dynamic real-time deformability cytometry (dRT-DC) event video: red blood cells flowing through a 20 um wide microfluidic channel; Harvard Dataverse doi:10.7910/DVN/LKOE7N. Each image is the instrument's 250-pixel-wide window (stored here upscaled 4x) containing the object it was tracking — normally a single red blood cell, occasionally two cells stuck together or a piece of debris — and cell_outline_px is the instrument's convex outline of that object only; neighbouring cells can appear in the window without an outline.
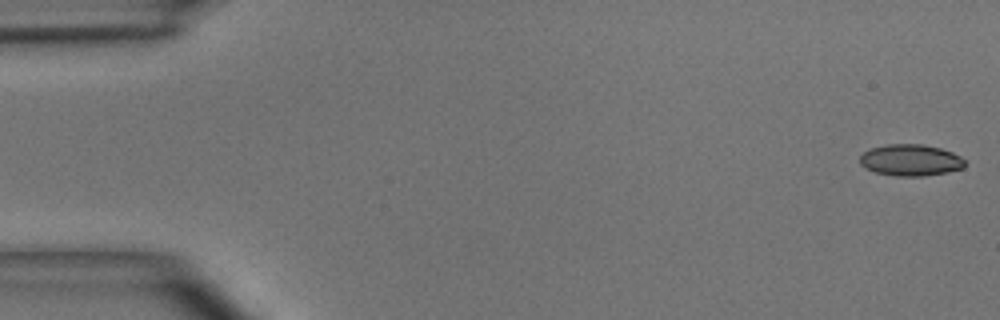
{"species": "common noctule bat (a hibernating species)", "species_latin": "Nyctalus noctula", "temperature_condition": "room temperature", "stored_images_in_passage": 49, "camera_frame_rate_fps": 3000, "um_per_image_px": 0.085, "animal": {"sex": "male", "body_mass_g": 15.6}, "frame": {"image": 1, "passage_image": 1, "time_ms": 0.0, "image_size_px": [1000, 320], "cell_outline_px": [[964, 168], [948, 172], [924, 176], [896, 176], [876, 172], [860, 164], [860, 156], [864, 152], [872, 148], [888, 144], [920, 144], [940, 148], [952, 152], [960, 156], [964, 160]], "centroid_in_image_um": [77.42, 13.61], "position_along_channel_um": 7.6, "area_um2": 19.13}}
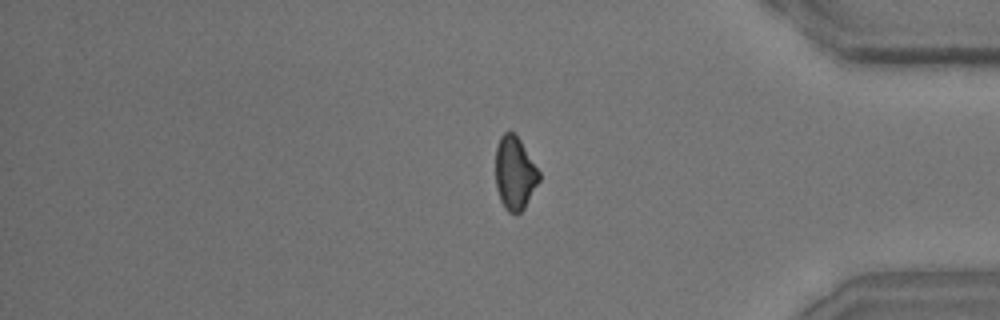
{"frame": {"image": 2, "passage_image": 41, "time_ms": 13.333, "image_size_px": [1000, 320], "cell_outline_px": [[540, 180], [524, 208], [516, 216], [508, 212], [504, 208], [500, 200], [496, 188], [496, 148], [500, 136], [504, 132], [512, 132], [520, 140], [540, 172]], "centroid_in_image_um": [43.75, 14.75], "position_along_channel_um": 391.5, "area_um2": 18.61}}
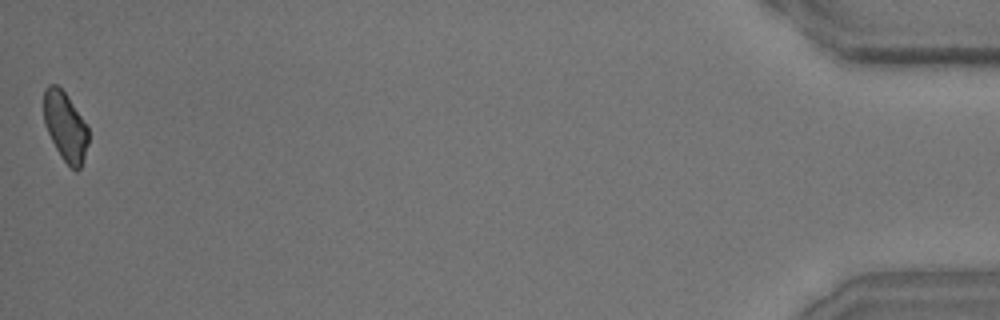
{"frame": {"image": 3, "passage_image": 49, "time_ms": 16.0, "image_size_px": [1000, 320], "cell_outline_px": [[88, 144], [80, 168], [76, 172], [60, 156], [44, 124], [44, 88], [48, 84], [56, 84], [64, 92], [88, 128]], "centroid_in_image_um": [5.53, 10.75], "position_along_channel_um": 429.7, "area_um2": 17.57}, "authors_computed_cell_mechanics": {"area_um2": 19.5364, "velocity_mm_per_s": 4.0473, "shape_relaxation_time_tau1_ms": 8.1317, "shape_relaxation_time_tau2_ms": 3.5191, "deformation_change_tau1": 0.1538, "deformation_change_tau2": 0.1058}}